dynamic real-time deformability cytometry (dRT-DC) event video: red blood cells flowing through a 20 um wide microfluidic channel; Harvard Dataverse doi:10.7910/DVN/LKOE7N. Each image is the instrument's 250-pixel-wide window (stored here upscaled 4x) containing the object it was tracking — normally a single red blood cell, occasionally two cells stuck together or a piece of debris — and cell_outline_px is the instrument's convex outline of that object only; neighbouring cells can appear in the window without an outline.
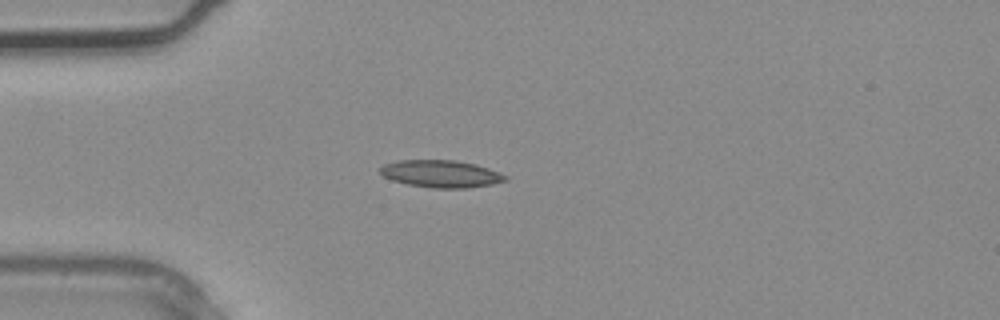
{"species": "common noctule bat (a hibernating species)", "species_latin": "Nyctalus noctula", "temperature_condition": "warm", "stored_images_in_passage": 1, "camera_frame_rate_fps": 3000, "um_per_image_px": 0.085, "animal": {"sex": "male", "body_mass_g": 20.4}, "frame": {"image": 1, "passage_image": 1, "time_ms": 0.0, "image_size_px": [1000, 320], "cell_outline_px": [[508, 180], [492, 184], [468, 188], [432, 188], [408, 184], [392, 180], [384, 176], [380, 172], [380, 168], [384, 164], [396, 160], [456, 160], [476, 164], [500, 172], [508, 176]], "centroid_in_image_um": [37.51, 14.77], "position_along_channel_um": 47.5, "area_um2": 20.0}}